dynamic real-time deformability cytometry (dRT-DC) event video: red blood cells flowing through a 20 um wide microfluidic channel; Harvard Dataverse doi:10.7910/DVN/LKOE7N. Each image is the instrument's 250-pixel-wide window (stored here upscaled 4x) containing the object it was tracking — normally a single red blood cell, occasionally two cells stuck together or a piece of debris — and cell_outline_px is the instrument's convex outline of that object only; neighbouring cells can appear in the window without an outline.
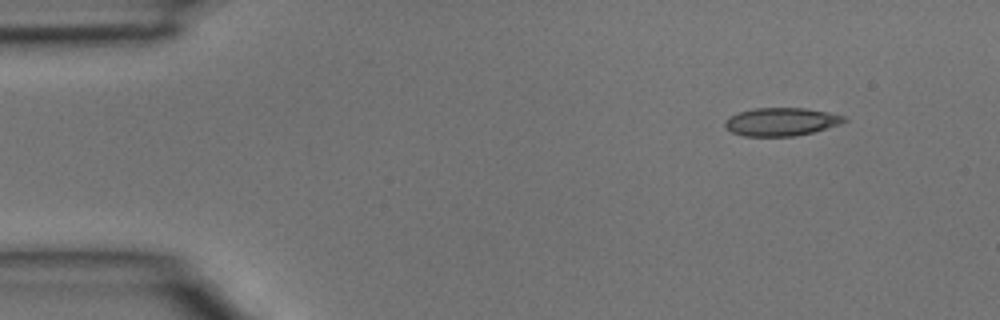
{"species": "common noctule bat (a hibernating species)", "species_latin": "Nyctalus noctula", "temperature_condition": "room temperature", "stored_images_in_passage": 3, "camera_frame_rate_fps": 3000, "um_per_image_px": 0.085, "animal": {"sex": "male", "body_mass_g": 15.6}, "frame": {"image": 1, "passage_image": 1, "time_ms": 0.0, "image_size_px": [1000, 320], "cell_outline_px": [[848, 120], [840, 124], [812, 132], [796, 136], [744, 136], [732, 132], [724, 128], [724, 120], [728, 116], [740, 112], [756, 108], [804, 108], [828, 112], [848, 116]], "centroid_in_image_um": [66.4, 10.35], "position_along_channel_um": 18.6, "area_um2": 19.65}}